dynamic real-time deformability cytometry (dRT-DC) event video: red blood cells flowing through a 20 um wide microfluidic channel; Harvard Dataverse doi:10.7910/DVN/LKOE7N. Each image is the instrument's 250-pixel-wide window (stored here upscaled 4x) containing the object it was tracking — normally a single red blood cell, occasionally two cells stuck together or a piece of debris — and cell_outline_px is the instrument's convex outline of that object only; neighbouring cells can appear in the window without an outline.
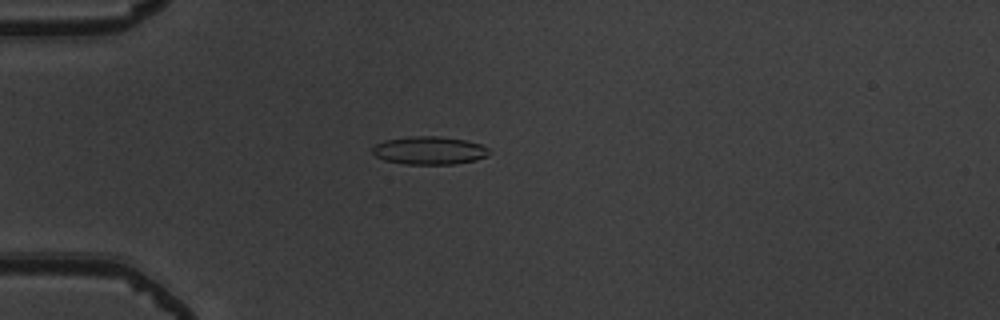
{"species": "common noctule bat (a hibernating species)", "species_latin": "Nyctalus noctula", "temperature_condition": "warm", "stored_images_in_passage": 53, "camera_frame_rate_fps": 3000, "um_per_image_px": 0.085, "animal": {"sex": "male", "body_mass_g": 19.5, "forearm_length_mm": 54.6}, "frame": {"image": 1, "passage_image": 16, "time_ms": 5.0, "image_size_px": [1000, 320], "cell_outline_px": [[488, 152], [484, 156], [476, 160], [456, 164], [404, 164], [384, 160], [376, 156], [372, 152], [372, 148], [376, 144], [384, 140], [412, 136], [440, 136], [464, 140], [480, 144], [488, 148]], "centroid_in_image_um": [36.45, 12.79], "position_along_channel_um": 48.5, "area_um2": 18.96}}
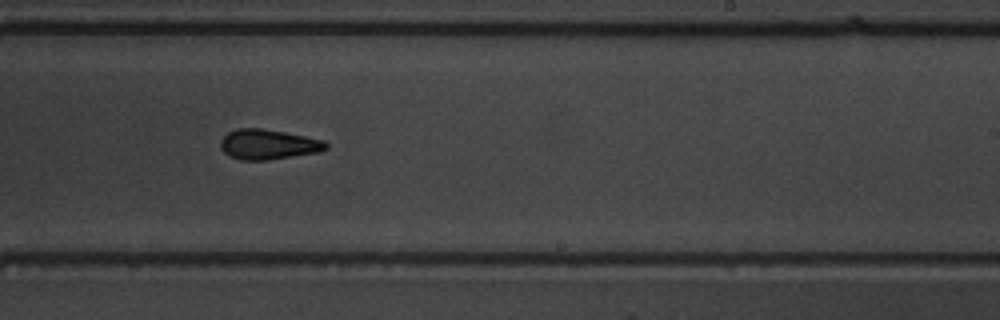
{"frame": {"image": 2, "passage_image": 34, "time_ms": 11.0, "image_size_px": [1000, 320], "cell_outline_px": [[328, 148], [316, 152], [268, 160], [240, 160], [224, 152], [220, 148], [220, 140], [228, 132], [236, 128], [264, 128], [324, 140], [328, 144]], "centroid_in_image_um": [22.77, 12.26], "position_along_channel_um": 266.2, "area_um2": 18.38}}
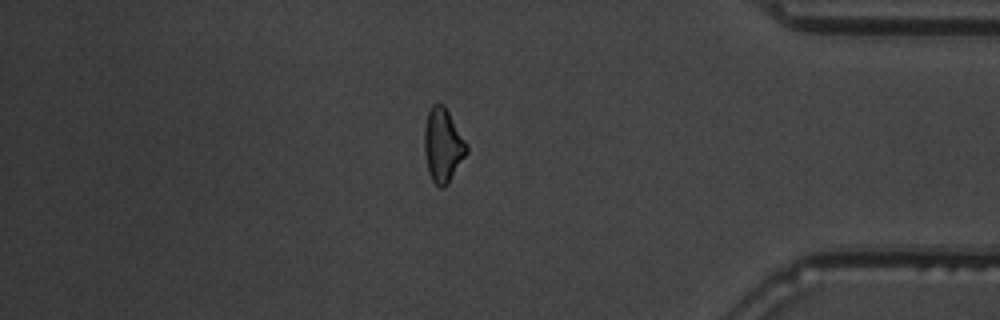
{"frame": {"image": 3, "passage_image": 46, "time_ms": 15.0, "image_size_px": [1000, 320], "cell_outline_px": [[468, 152], [448, 184], [444, 188], [440, 188], [432, 180], [428, 172], [424, 152], [424, 128], [428, 112], [432, 104], [444, 104], [468, 144]], "centroid_in_image_um": [37.65, 12.35], "position_along_channel_um": 397.5, "area_um2": 18.38}, "authors_computed_cell_mechanics": {"area_um2": 18.3804, "velocity_mm_per_s": 3.9434, "shape_relaxation_time_tau1_ms": 3.7494, "shape_relaxation_time_tau2_ms": 2.0057, "deformation_change_tau1": 0.1359, "deformation_change_tau2": 0.1083}}